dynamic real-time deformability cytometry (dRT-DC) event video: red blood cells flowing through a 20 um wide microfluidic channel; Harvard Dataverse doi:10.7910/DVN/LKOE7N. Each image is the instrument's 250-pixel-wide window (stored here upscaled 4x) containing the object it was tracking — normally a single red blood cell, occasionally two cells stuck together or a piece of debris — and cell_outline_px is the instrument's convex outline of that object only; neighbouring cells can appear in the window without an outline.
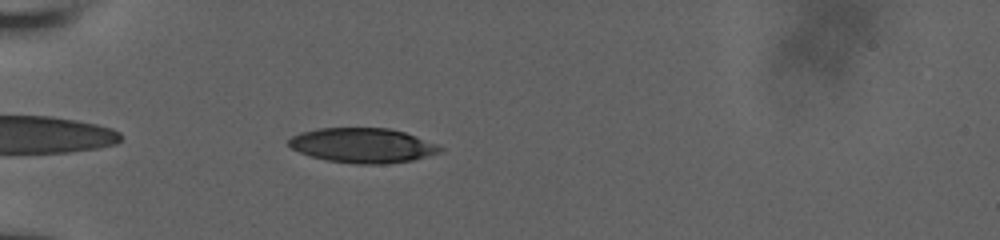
{"species": "human", "species_latin": "Homo sapiens", "temperature_condition": "room temperature", "stored_images_in_passage": 54, "camera_frame_rate_fps": 3000, "um_per_image_px": 0.085, "donor": {"sex": "male"}, "frame": {"image": 1, "passage_image": 4, "time_ms": 0.667, "image_size_px": [1000, 240], "cell_outline_px": [[444, 152], [412, 160], [384, 164], [356, 164], [328, 160], [312, 156], [300, 152], [292, 148], [288, 144], [288, 140], [292, 136], [300, 132], [320, 128], [388, 128], [404, 132], [416, 136], [436, 144], [444, 148]], "centroid_in_image_um": [30.85, 12.36], "position_along_channel_um": 54.1, "area_um2": 30.58}}
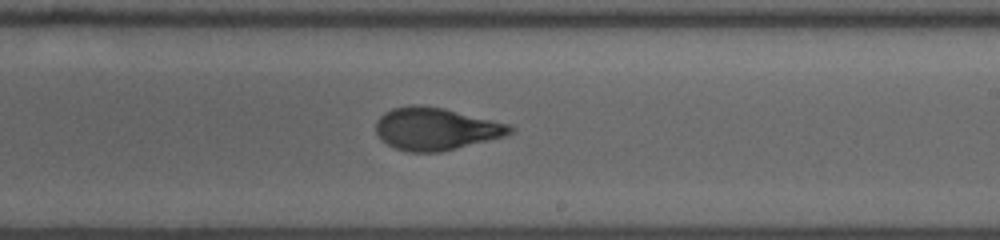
{"frame": {"image": 2, "passage_image": 26, "time_ms": 6.333, "image_size_px": [1000, 240], "cell_outline_px": [[516, 128], [512, 132], [504, 136], [440, 152], [408, 152], [396, 148], [380, 140], [376, 132], [376, 120], [384, 112], [392, 108], [412, 104], [420, 104], [444, 108], [512, 124]], "centroid_in_image_um": [37.04, 10.93], "position_along_channel_um": 252.0, "area_um2": 33.41}}
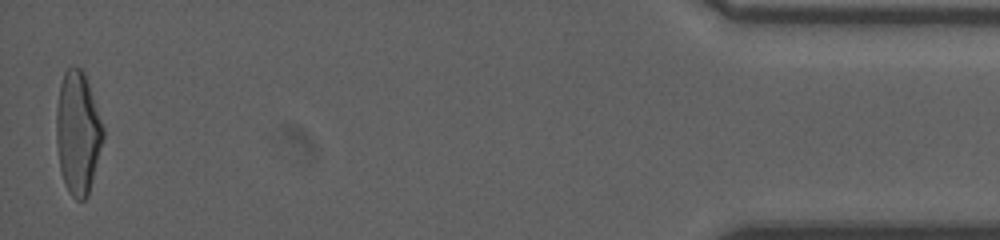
{"frame": {"image": 3, "passage_image": 54, "time_ms": 13.0, "image_size_px": [1000, 240], "cell_outline_px": [[104, 140], [88, 196], [84, 200], [76, 200], [68, 192], [60, 172], [56, 140], [56, 108], [60, 84], [64, 72], [68, 68], [80, 68], [84, 72], [104, 128]], "centroid_in_image_um": [6.61, 11.33], "position_along_channel_um": 428.6, "area_um2": 33.64}, "authors_computed_cell_mechanics": {"area_um2": 32.8593, "velocity_mm_per_s": 3.8494, "shape_relaxation_time_tau1_ms": 6.1197, "shape_relaxation_time_tau2_ms": 1.0991, "deformation_change_tau1": 0.2281, "deformation_change_tau2": 0.0792}}